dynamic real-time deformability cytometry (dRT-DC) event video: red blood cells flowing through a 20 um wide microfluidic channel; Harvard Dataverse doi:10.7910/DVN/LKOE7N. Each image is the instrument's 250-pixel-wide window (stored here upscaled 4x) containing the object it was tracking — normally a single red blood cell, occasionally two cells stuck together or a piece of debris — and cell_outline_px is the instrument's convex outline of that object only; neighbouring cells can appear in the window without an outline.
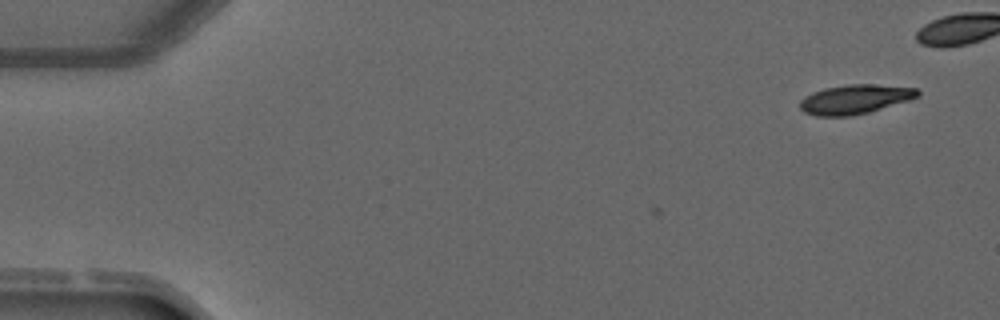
{"species": "common noctule bat (a hibernating species)", "species_latin": "Nyctalus noctula", "temperature_condition": "warm", "stored_images_in_passage": 2, "camera_frame_rate_fps": 3000, "um_per_image_px": 0.085, "animal": {"sex": "male", "forearm_length_mm": 52.5}, "frame": {"image": 1, "passage_image": 2, "time_ms": 1.0, "image_size_px": [1000, 320], "cell_outline_px": [[920, 96], [908, 100], [868, 112], [852, 116], [816, 116], [804, 112], [800, 108], [800, 100], [804, 96], [812, 92], [824, 88], [848, 84], [872, 84], [916, 88], [920, 92]], "centroid_in_image_um": [72.64, 8.43], "position_along_channel_um": 12.4, "area_um2": 20.06}}